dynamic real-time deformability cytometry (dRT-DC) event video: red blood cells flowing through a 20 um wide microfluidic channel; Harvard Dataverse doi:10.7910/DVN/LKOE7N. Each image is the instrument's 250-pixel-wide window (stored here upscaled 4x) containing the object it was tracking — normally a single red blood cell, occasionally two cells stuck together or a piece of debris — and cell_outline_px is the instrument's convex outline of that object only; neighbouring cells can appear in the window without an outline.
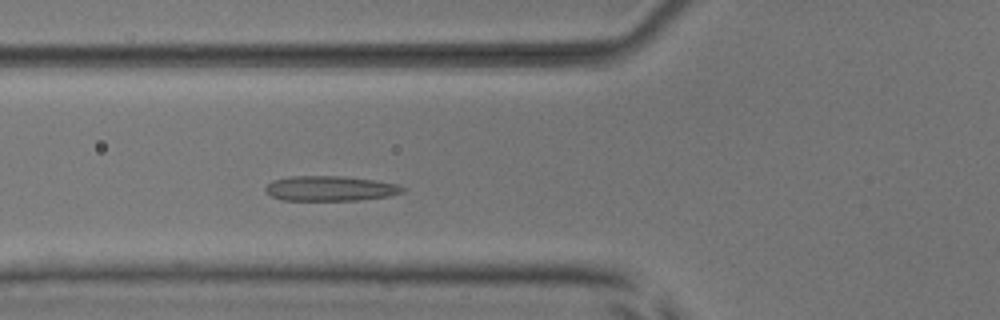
{"species": "common noctule bat (a hibernating species)", "species_latin": "Nyctalus noctula", "temperature_condition": "room temperature", "stored_images_in_passage": 5, "camera_frame_rate_fps": 3000, "um_per_image_px": 0.085, "animal": {"sex": "male", "body_mass_g": 17.9, "forearm_length_mm": 54.2}, "frame": {"image": 1, "passage_image": 5, "time_ms": 4.333, "image_size_px": [1000, 320], "cell_outline_px": [[404, 192], [388, 196], [356, 200], [280, 200], [272, 196], [264, 188], [272, 180], [292, 176], [340, 176], [376, 180], [396, 184], [404, 188]], "centroid_in_image_um": [28.05, 16.01], "position_along_channel_um": 97.7, "area_um2": 19.83}}